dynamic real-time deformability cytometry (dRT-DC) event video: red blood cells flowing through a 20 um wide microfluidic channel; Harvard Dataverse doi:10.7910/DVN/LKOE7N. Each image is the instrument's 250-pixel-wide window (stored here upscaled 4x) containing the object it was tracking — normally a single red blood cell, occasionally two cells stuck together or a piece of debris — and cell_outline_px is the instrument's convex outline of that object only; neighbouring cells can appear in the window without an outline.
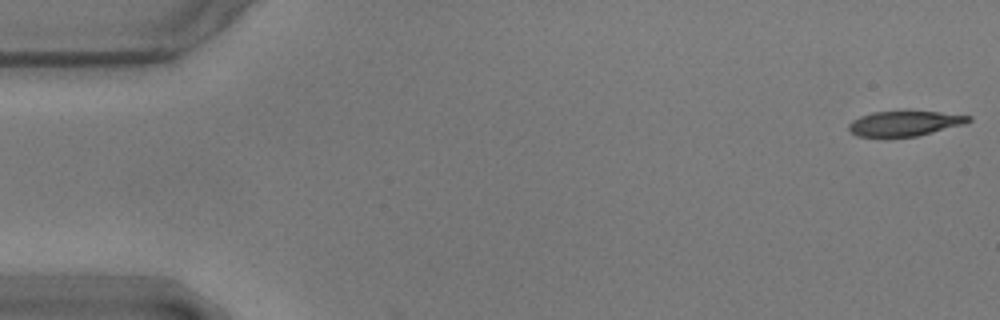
{"species": "common noctule bat (a hibernating species)", "species_latin": "Nyctalus noctula", "temperature_condition": "warm", "stored_images_in_passage": 3, "camera_frame_rate_fps": 3000, "um_per_image_px": 0.085, "animal": {"sex": "male", "body_mass_g": 17.9}, "frame": {"image": 1, "passage_image": 1, "time_ms": 0.0, "image_size_px": [1000, 320], "cell_outline_px": [[972, 120], [964, 124], [916, 136], [856, 136], [848, 128], [848, 124], [852, 120], [860, 116], [872, 112], [940, 112], [972, 116]], "centroid_in_image_um": [76.89, 10.49], "position_along_channel_um": 8.1, "area_um2": 17.11}}